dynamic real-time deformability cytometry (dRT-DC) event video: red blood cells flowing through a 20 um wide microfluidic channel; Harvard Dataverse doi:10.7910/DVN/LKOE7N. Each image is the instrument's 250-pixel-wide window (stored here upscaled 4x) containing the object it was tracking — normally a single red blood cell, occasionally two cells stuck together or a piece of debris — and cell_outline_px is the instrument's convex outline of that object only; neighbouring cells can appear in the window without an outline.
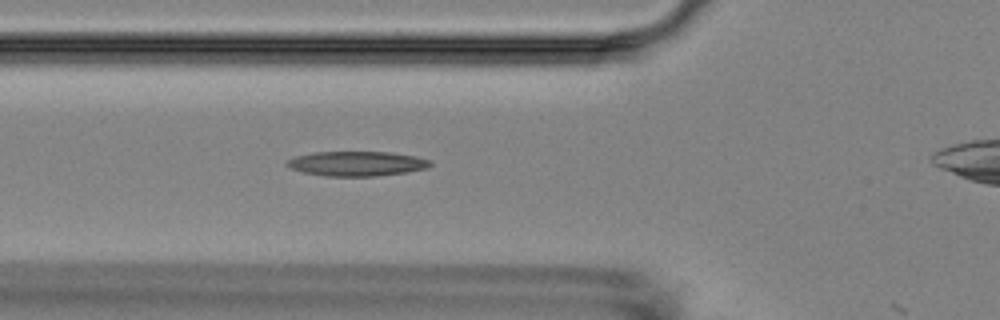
{"species": "Egyptian fruit bat (a non-hibernating species)", "species_latin": "Rousettus aegyptiacus", "temperature_condition": "room temperature", "stored_images_in_passage": 6, "camera_frame_rate_fps": 3000, "um_per_image_px": 0.085, "animal": {"sex": "female"}, "frame": {"image": 1, "passage_image": 5, "time_ms": 4.667, "image_size_px": [1000, 320], "cell_outline_px": [[432, 164], [428, 168], [408, 172], [376, 176], [324, 176], [300, 172], [284, 164], [288, 160], [296, 156], [316, 152], [392, 152], [416, 156], [432, 160]], "centroid_in_image_um": [30.36, 13.91], "position_along_channel_um": 95.4, "area_um2": 20.81}}